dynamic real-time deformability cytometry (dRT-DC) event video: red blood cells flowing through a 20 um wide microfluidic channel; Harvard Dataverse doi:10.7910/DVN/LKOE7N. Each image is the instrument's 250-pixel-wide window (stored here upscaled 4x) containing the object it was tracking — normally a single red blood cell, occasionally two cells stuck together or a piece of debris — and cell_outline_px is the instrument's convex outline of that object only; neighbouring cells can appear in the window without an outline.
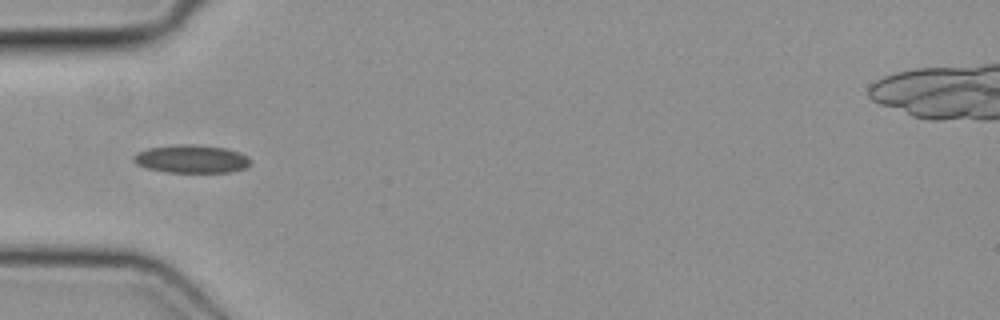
{"species": "common noctule bat (a hibernating species)", "species_latin": "Nyctalus noctula", "temperature_condition": "cold", "stored_images_in_passage": 49, "camera_frame_rate_fps": 3000, "um_per_image_px": 0.085, "animal": {"sex": "female", "body_mass_g": 19.3, "forearm_length_mm": 54.1}, "frame": {"image": 1, "passage_image": 16, "time_ms": 5.0, "image_size_px": [1000, 320], "cell_outline_px": [[252, 164], [248, 168], [232, 172], [164, 172], [148, 168], [136, 164], [132, 160], [132, 156], [136, 152], [148, 148], [180, 144], [192, 144], [224, 148], [240, 152], [248, 156], [252, 160]], "centroid_in_image_um": [16.31, 13.52], "position_along_channel_um": 68.7, "area_um2": 19.42}}
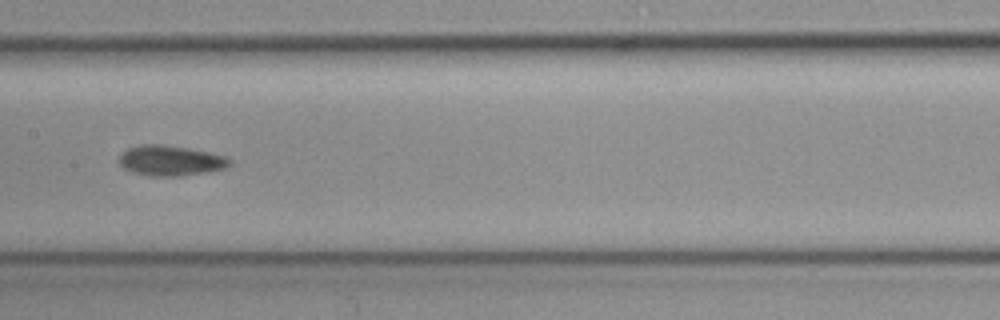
{"frame": {"image": 2, "passage_image": 25, "time_ms": 8.0, "image_size_px": [1000, 320], "cell_outline_px": [[232, 164], [228, 168], [180, 176], [148, 176], [132, 172], [124, 168], [116, 160], [128, 148], [140, 144], [164, 144], [188, 148], [228, 156], [232, 160]], "centroid_in_image_um": [14.51, 13.65], "position_along_channel_um": 192.9, "area_um2": 19.77}}
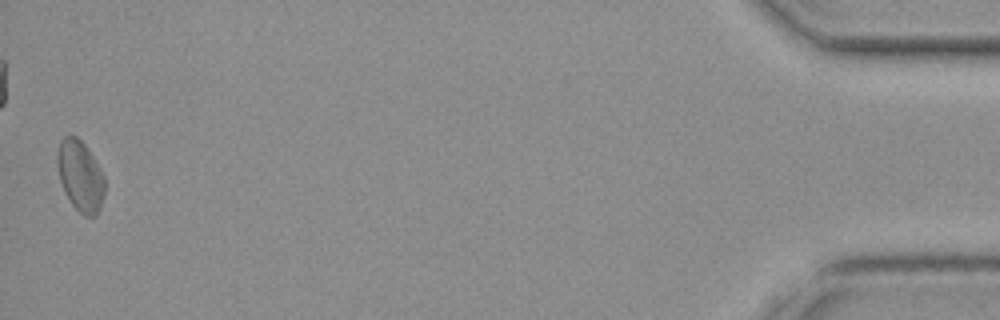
{"frame": {"image": 3, "passage_image": 49, "time_ms": 16.0, "image_size_px": [1000, 320], "cell_outline_px": [[104, 196], [100, 208], [96, 216], [84, 216], [72, 204], [64, 192], [60, 180], [56, 164], [56, 152], [60, 140], [64, 136], [76, 136], [84, 144], [100, 168], [104, 176]], "centroid_in_image_um": [6.8, 14.95], "position_along_channel_um": 428.4, "area_um2": 19.59}}